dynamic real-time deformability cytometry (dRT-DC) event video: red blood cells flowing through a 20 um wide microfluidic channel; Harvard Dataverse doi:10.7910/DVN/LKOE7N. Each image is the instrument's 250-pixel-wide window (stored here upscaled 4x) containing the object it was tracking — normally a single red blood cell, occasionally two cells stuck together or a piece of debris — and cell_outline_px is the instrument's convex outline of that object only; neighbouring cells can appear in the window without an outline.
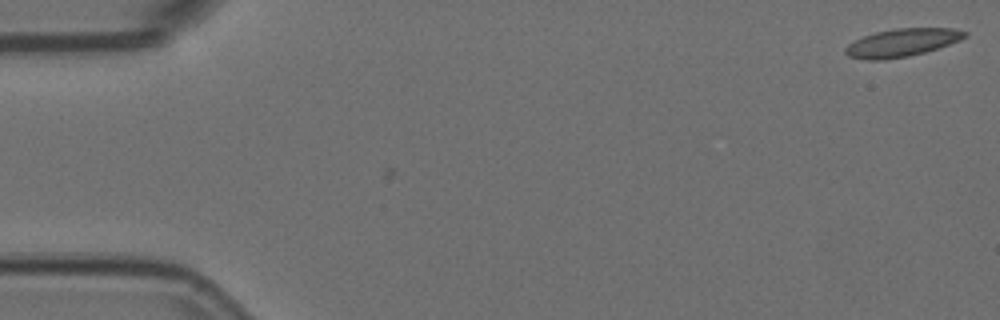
{"species": "Egyptian fruit bat (a non-hibernating species)", "species_latin": "Rousettus aegyptiacus", "temperature_condition": "room temperature", "stored_images_in_passage": 3, "camera_frame_rate_fps": 3000, "um_per_image_px": 0.085, "animal": {"sex": "female"}, "frame": {"image": 1, "passage_image": 1, "time_ms": 0.0, "image_size_px": [1000, 320], "cell_outline_px": [[968, 36], [960, 40], [924, 52], [908, 56], [884, 60], [868, 60], [848, 56], [844, 52], [844, 48], [848, 44], [864, 36], [876, 32], [896, 28], [952, 28], [968, 32]], "centroid_in_image_um": [76.66, 3.62], "position_along_channel_um": 8.3, "area_um2": 19.31}}